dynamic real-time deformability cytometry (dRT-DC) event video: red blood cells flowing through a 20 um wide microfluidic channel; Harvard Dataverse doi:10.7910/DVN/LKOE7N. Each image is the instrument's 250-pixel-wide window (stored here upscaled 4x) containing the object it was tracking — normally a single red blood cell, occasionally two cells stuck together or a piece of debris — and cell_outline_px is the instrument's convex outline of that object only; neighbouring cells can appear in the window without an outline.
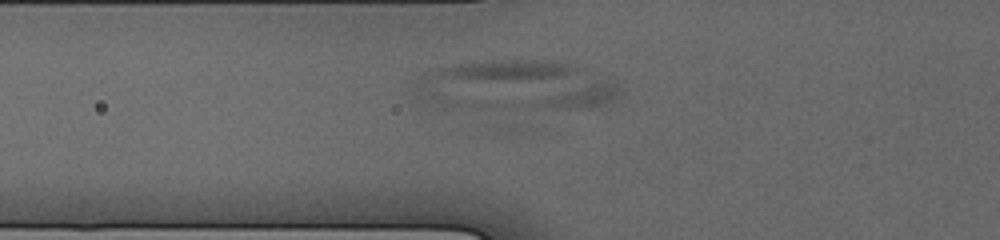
{"species": "human", "species_latin": "Homo sapiens", "temperature_condition": "cold", "stored_images_in_passage": 7, "camera_frame_rate_fps": 3000, "um_per_image_px": 0.085, "donor": {"sex": "male"}, "frame": {"image": 1, "passage_image": 4, "time_ms": 0.667, "image_size_px": [1000, 240], "cell_outline_px": [[620, 92], [612, 104], [596, 108], [440, 108], [428, 104], [408, 88], [408, 84], [420, 72], [452, 64], [484, 60], [552, 60], [568, 64], [580, 68], [608, 80], [616, 84]], "centroid_in_image_um": [43.62, 7.29], "position_along_channel_um": 82.2, "area_um2": 61.27}}